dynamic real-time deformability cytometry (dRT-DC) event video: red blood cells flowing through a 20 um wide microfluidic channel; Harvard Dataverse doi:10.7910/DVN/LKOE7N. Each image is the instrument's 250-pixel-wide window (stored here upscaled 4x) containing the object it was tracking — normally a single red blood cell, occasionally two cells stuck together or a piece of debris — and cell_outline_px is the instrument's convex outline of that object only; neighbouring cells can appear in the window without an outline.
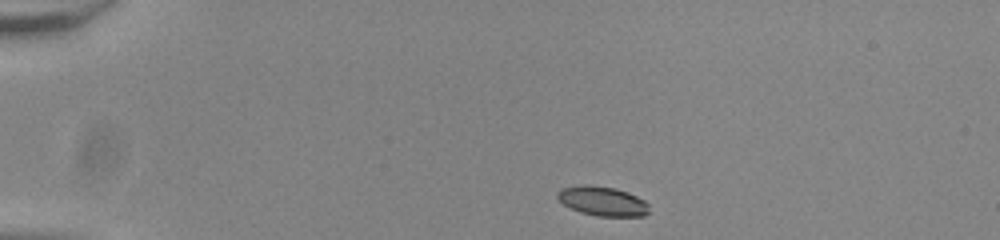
{"species": "common noctule bat (a hibernating species)", "species_latin": "Nyctalus noctula", "temperature_condition": "room temperature", "stored_images_in_passage": 44, "camera_frame_rate_fps": 3000, "um_per_image_px": 0.085, "animal": {"sex": "male", "body_mass_g": 20.0, "forearm_length_mm": 53.3}, "frame": {"image": 1, "passage_image": 1, "time_ms": 0.0, "image_size_px": [1000, 240], "cell_outline_px": [[648, 212], [644, 216], [596, 216], [580, 212], [564, 204], [556, 196], [556, 192], [560, 188], [580, 184], [588, 184], [616, 188], [628, 192], [644, 200], [648, 204]], "centroid_in_image_um": [51.19, 17.08], "position_along_channel_um": 33.8, "area_um2": 15.84}}
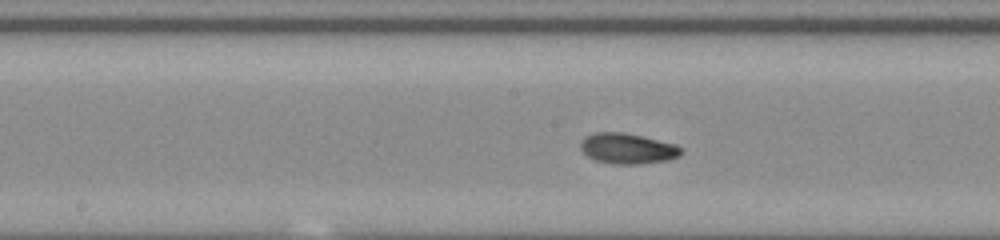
{"frame": {"image": 2, "passage_image": 19, "time_ms": 6.0, "image_size_px": [1000, 240], "cell_outline_px": [[684, 152], [680, 156], [668, 160], [640, 164], [612, 164], [596, 160], [588, 156], [580, 148], [580, 140], [584, 136], [592, 132], [624, 132], [676, 144], [684, 148]], "centroid_in_image_um": [53.36, 12.62], "position_along_channel_um": 194.8, "area_um2": 18.21}}
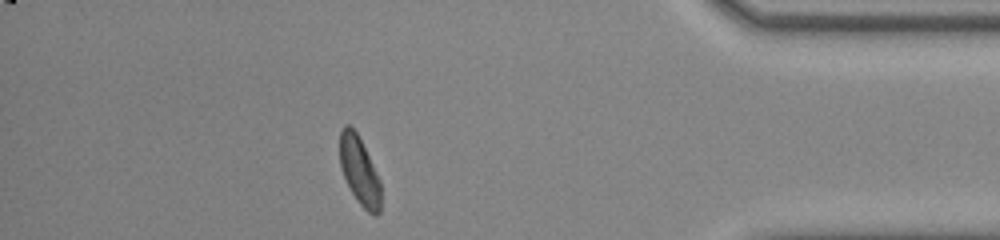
{"frame": {"image": 3, "passage_image": 38, "time_ms": 12.333, "image_size_px": [1000, 240], "cell_outline_px": [[380, 212], [376, 216], [368, 212], [360, 204], [352, 192], [340, 168], [340, 132], [344, 124], [348, 124], [356, 132], [380, 180]], "centroid_in_image_um": [30.54, 14.53], "position_along_channel_um": 404.7, "area_um2": 15.9}, "authors_computed_cell_mechanics": {"area_um2": 17.2244, "velocity_mm_per_s": 3.8367, "shape_relaxation_time_tau1_ms": 4.0519, "shape_relaxation_time_tau2_ms": 1.7487, "deformation_change_tau1": 0.1275, "deformation_change_tau2": 0.0642}}